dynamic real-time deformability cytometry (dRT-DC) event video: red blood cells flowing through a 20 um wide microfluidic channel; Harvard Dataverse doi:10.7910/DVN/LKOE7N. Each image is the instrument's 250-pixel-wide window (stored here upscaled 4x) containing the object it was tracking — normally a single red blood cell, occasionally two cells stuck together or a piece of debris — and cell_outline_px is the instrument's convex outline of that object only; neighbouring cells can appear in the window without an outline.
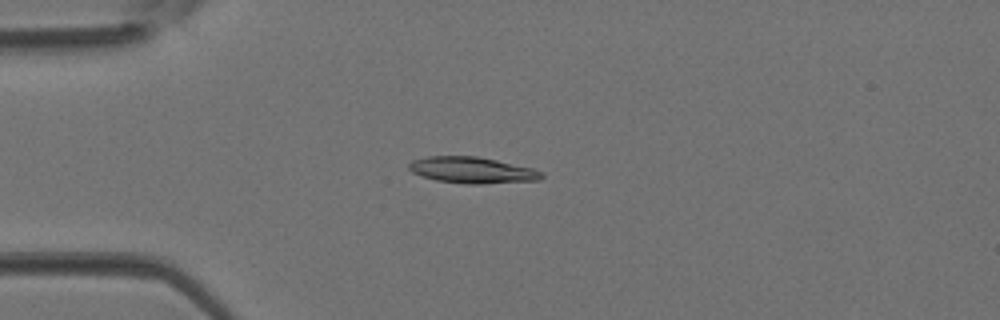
{"species": "Egyptian fruit bat (a non-hibernating species)", "species_latin": "Rousettus aegyptiacus", "temperature_condition": "room temperature", "stored_images_in_passage": 4, "camera_frame_rate_fps": 3000, "um_per_image_px": 0.085, "animal": {"sex": "female"}, "frame": {"image": 1, "passage_image": 3, "time_ms": 0.667, "image_size_px": [1000, 320], "cell_outline_px": [[544, 176], [540, 180], [480, 184], [468, 184], [436, 180], [420, 176], [412, 172], [408, 168], [408, 164], [412, 160], [428, 156], [476, 156], [496, 160], [532, 168], [544, 172]], "centroid_in_image_um": [40.12, 14.46], "position_along_channel_um": 44.9, "area_um2": 20.35}}